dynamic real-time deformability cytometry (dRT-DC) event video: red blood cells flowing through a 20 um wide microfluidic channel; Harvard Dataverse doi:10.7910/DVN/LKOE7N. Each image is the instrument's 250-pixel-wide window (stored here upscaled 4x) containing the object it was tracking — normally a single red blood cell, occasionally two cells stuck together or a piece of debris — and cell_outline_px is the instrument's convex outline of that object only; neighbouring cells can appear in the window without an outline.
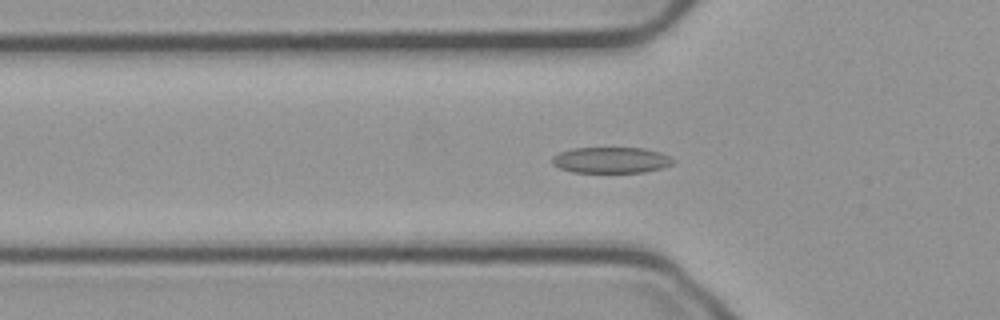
{"species": "common noctule bat (a hibernating species)", "species_latin": "Nyctalus noctula", "temperature_condition": "cold", "stored_images_in_passage": 50, "camera_frame_rate_fps": 3000, "um_per_image_px": 0.085, "animal": {"sex": "male", "body_mass_g": 23.1, "forearm_length_mm": 52.7}, "frame": {"image": 1, "passage_image": 13, "time_ms": 4.0, "image_size_px": [1000, 320], "cell_outline_px": [[676, 160], [672, 164], [660, 168], [644, 172], [572, 172], [560, 168], [552, 164], [552, 156], [560, 152], [572, 148], [640, 148], [660, 152]], "centroid_in_image_um": [51.92, 13.61], "position_along_channel_um": 73.9, "area_um2": 18.21}}
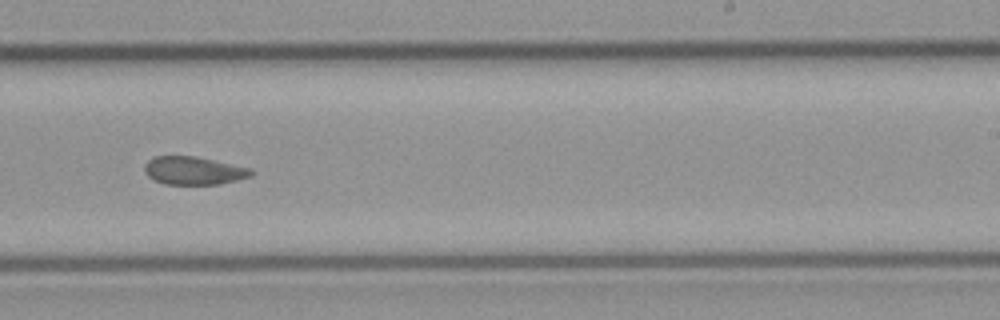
{"frame": {"image": 2, "passage_image": 29, "time_ms": 9.333, "image_size_px": [1000, 320], "cell_outline_px": [[256, 172], [252, 176], [220, 184], [164, 184], [148, 176], [144, 172], [144, 164], [148, 160], [156, 156], [196, 156], [252, 168]], "centroid_in_image_um": [16.5, 14.5], "position_along_channel_um": 272.5, "area_um2": 17.57}}
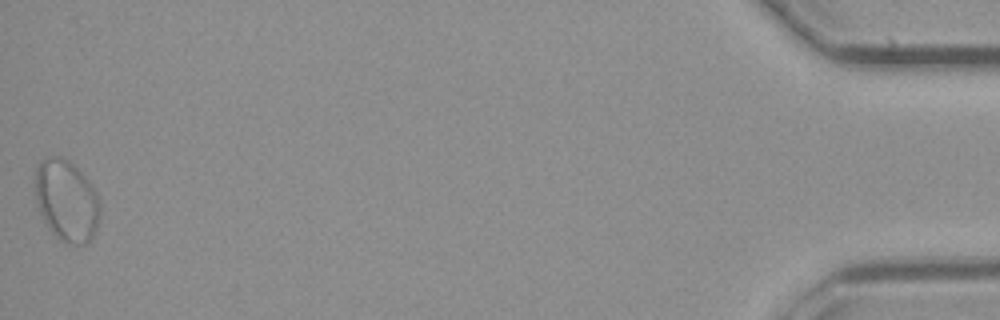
{"frame": {"image": 3, "passage_image": 50, "time_ms": 16.333, "image_size_px": [1000, 320], "cell_outline_px": [[100, 212], [96, 228], [88, 244], [68, 244], [60, 240], [48, 228], [40, 212], [36, 200], [36, 168], [40, 160], [48, 156], [60, 156], [68, 160], [88, 180], [96, 192], [100, 200]], "centroid_in_image_um": [5.66, 17.06], "position_along_channel_um": 429.5, "area_um2": 30.69}, "authors_computed_cell_mechanics": {"area_um2": 18.785, "velocity_mm_per_s": 3.7134, "shape_relaxation_time_tau1_ms": null, "shape_relaxation_time_tau2_ms": 3.3763, "deformation_change_tau1": null, "deformation_change_tau2": 0.0889}}